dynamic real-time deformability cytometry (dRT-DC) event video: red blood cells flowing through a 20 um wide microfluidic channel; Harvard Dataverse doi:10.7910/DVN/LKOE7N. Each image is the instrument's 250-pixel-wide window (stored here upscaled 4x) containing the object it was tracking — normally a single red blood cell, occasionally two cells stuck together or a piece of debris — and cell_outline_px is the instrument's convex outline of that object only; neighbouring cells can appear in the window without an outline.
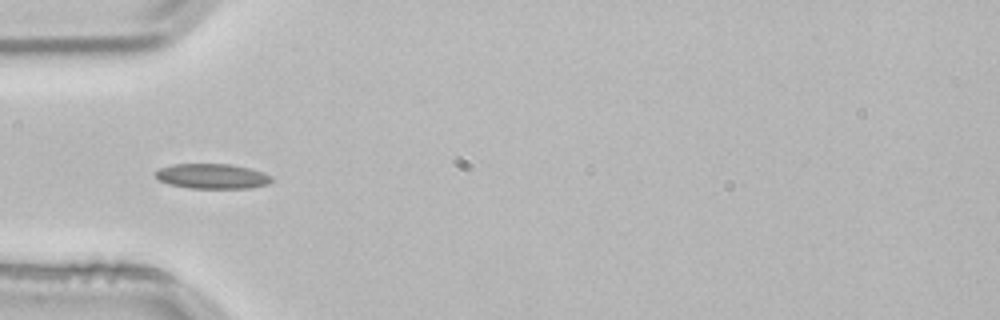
{"species": "common noctule bat (a hibernating species)", "species_latin": "Nyctalus noctula", "temperature_condition": "room temperature", "stored_images_in_passage": 5, "camera_frame_rate_fps": 3000, "um_per_image_px": 0.085, "animal": {"sex": "male", "body_mass_g": 21.5, "forearm_length_mm": 52.0}, "frame": {"image": 1, "passage_image": 4, "time_ms": 1.0, "image_size_px": [1000, 320], "cell_outline_px": [[272, 180], [268, 184], [252, 188], [188, 188], [168, 184], [160, 180], [152, 172], [160, 168], [172, 164], [232, 164], [264, 172], [272, 176]], "centroid_in_image_um": [18.03, 14.98], "position_along_channel_um": 67.0, "area_um2": 17.05}}